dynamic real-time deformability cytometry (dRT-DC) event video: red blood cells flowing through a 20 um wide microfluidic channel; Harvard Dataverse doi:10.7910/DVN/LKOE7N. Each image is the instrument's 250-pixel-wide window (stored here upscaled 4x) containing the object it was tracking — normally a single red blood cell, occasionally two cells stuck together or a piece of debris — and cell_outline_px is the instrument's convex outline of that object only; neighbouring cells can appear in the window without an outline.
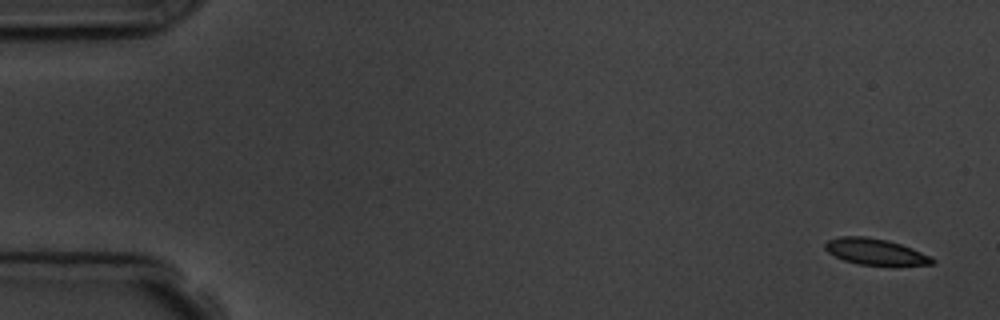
{"species": "common noctule bat (a hibernating species)", "species_latin": "Nyctalus noctula", "temperature_condition": "room temperature", "stored_images_in_passage": 5, "camera_frame_rate_fps": 3000, "um_per_image_px": 0.085, "animal": {"sex": "male", "body_mass_g": 19.5, "forearm_length_mm": 54.6}, "frame": {"image": 1, "passage_image": 1, "time_ms": 0.0, "image_size_px": [1000, 320], "cell_outline_px": [[936, 264], [860, 264], [844, 260], [828, 252], [824, 248], [824, 244], [828, 240], [840, 236], [864, 236], [888, 240], [912, 248], [936, 260]], "centroid_in_image_um": [74.35, 21.37], "position_along_channel_um": 10.6, "area_um2": 15.9}}
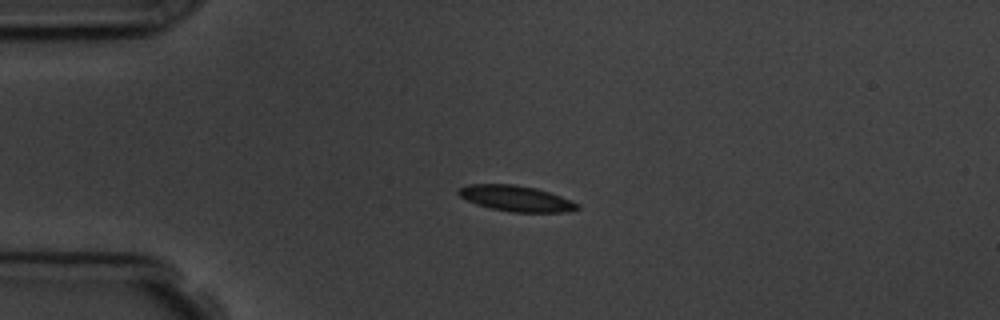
{"frame": {"image": 2, "passage_image": 4, "time_ms": 3.667, "image_size_px": [1000, 320], "cell_outline_px": [[580, 208], [568, 212], [512, 212], [492, 208], [476, 204], [460, 196], [456, 192], [460, 188], [468, 184], [512, 184], [536, 188], [560, 196], [580, 204]], "centroid_in_image_um": [43.88, 16.87], "position_along_channel_um": 41.1, "area_um2": 17.69}}